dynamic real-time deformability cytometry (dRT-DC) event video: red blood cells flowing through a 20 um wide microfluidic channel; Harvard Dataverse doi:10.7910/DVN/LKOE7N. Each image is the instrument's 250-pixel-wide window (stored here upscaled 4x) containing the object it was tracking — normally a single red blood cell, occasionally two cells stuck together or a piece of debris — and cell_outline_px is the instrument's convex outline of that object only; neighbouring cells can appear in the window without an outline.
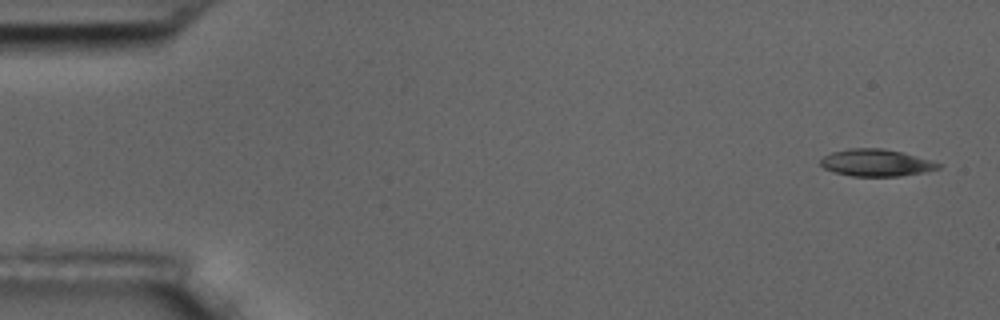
{"species": "common noctule bat (a hibernating species)", "species_latin": "Nyctalus noctula", "temperature_condition": "room temperature", "stored_images_in_passage": 5, "camera_frame_rate_fps": 3000, "um_per_image_px": 0.085, "animal": {"sex": "male", "body_mass_g": 17.5, "forearm_length_mm": 52.3}, "frame": {"image": 1, "passage_image": 1, "time_ms": 0.0, "image_size_px": [1000, 320], "cell_outline_px": [[944, 164], [940, 168], [924, 172], [900, 176], [852, 176], [836, 172], [824, 168], [820, 164], [820, 160], [824, 156], [832, 152], [848, 148], [880, 148], [900, 152]], "centroid_in_image_um": [74.47, 13.83], "position_along_channel_um": 10.5, "area_um2": 18.38}}
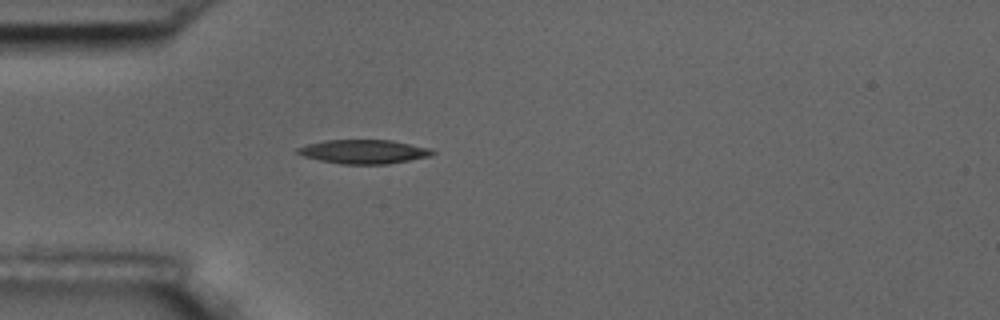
{"frame": {"image": 2, "passage_image": 5, "time_ms": 4.667, "image_size_px": [1000, 320], "cell_outline_px": [[436, 152], [432, 156], [388, 164], [340, 164], [320, 160], [304, 156], [296, 152], [296, 148], [308, 144], [324, 140], [392, 140], [432, 148]], "centroid_in_image_um": [30.97, 12.89], "position_along_channel_um": 54.0, "area_um2": 18.96}}